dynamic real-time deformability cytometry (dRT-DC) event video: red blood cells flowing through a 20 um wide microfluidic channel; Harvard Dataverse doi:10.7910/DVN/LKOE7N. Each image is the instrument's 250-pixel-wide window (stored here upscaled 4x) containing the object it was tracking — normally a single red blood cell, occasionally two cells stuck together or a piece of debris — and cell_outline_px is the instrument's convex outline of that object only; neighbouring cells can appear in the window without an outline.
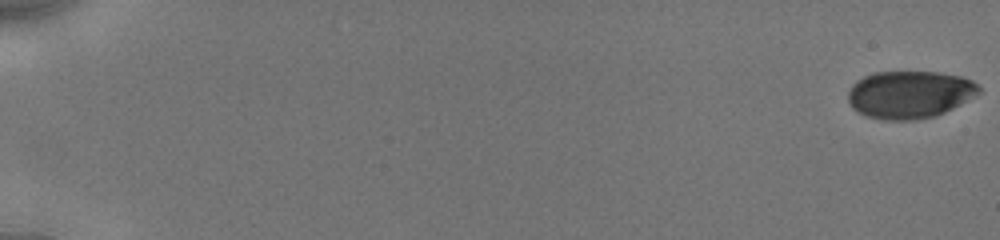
{"species": "human", "species_latin": "Homo sapiens", "temperature_condition": "cold", "stored_images_in_passage": 78, "camera_frame_rate_fps": 3000, "um_per_image_px": 0.085, "donor": {"sex": "male"}, "frame": {"image": 1, "passage_image": 1, "time_ms": 0.0, "image_size_px": [1000, 240], "cell_outline_px": [[980, 92], [952, 108], [936, 116], [916, 120], [884, 120], [864, 116], [852, 108], [848, 100], [848, 92], [852, 84], [856, 80], [864, 76], [876, 72], [940, 72], [964, 76], [972, 80], [980, 88]], "centroid_in_image_um": [77.29, 8.03], "position_along_channel_um": 7.7, "area_um2": 36.41}}
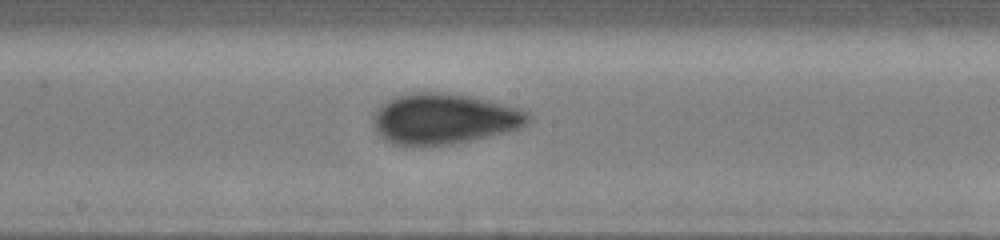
{"frame": {"image": 2, "passage_image": 47, "time_ms": 10.333, "image_size_px": [1000, 240], "cell_outline_px": [[528, 120], [520, 128], [504, 132], [452, 144], [392, 144], [384, 140], [380, 136], [372, 120], [372, 116], [376, 108], [388, 100], [396, 96], [412, 92], [444, 92], [488, 100], [516, 108], [528, 112]], "centroid_in_image_um": [37.67, 10.08], "position_along_channel_um": 210.5, "area_um2": 44.91}}
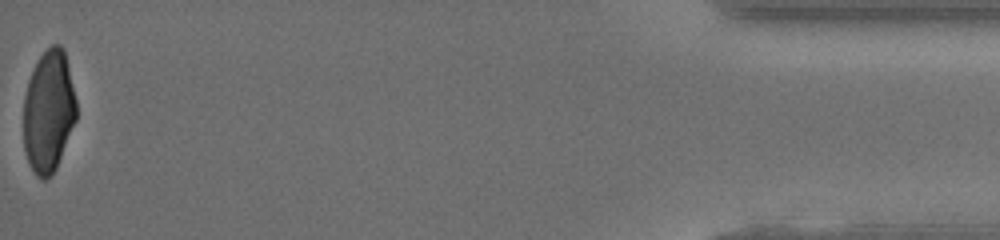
{"frame": {"image": 3, "passage_image": 78, "time_ms": 18.0, "image_size_px": [1000, 240], "cell_outline_px": [[76, 120], [56, 168], [44, 180], [40, 180], [36, 176], [28, 164], [24, 148], [24, 96], [28, 80], [40, 56], [52, 44], [60, 44], [64, 48], [68, 64], [76, 100]], "centroid_in_image_um": [4.13, 9.47], "position_along_channel_um": 431.1, "area_um2": 37.57}, "authors_computed_cell_mechanics": {"area_um2": 40.8935, "velocity_mm_per_s": 3.9355, "shape_relaxation_time_tau1_ms": 4.9293, "shape_relaxation_time_tau2_ms": null, "deformation_change_tau1": 0.1391, "deformation_change_tau2": null}}